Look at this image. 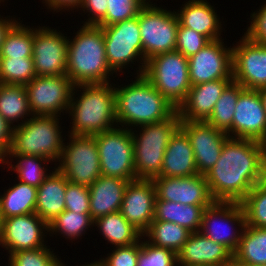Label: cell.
Segmentation results:
<instances>
[{"instance_id": "1", "label": "cell", "mask_w": 266, "mask_h": 266, "mask_svg": "<svg viewBox=\"0 0 266 266\" xmlns=\"http://www.w3.org/2000/svg\"><path fill=\"white\" fill-rule=\"evenodd\" d=\"M205 178L214 201L240 203L266 178V144L228 137Z\"/></svg>"}, {"instance_id": "2", "label": "cell", "mask_w": 266, "mask_h": 266, "mask_svg": "<svg viewBox=\"0 0 266 266\" xmlns=\"http://www.w3.org/2000/svg\"><path fill=\"white\" fill-rule=\"evenodd\" d=\"M135 78L130 84L115 87V116L118 126L132 130L135 126L164 121L177 111L144 75H136Z\"/></svg>"}, {"instance_id": "3", "label": "cell", "mask_w": 266, "mask_h": 266, "mask_svg": "<svg viewBox=\"0 0 266 266\" xmlns=\"http://www.w3.org/2000/svg\"><path fill=\"white\" fill-rule=\"evenodd\" d=\"M115 85L110 82L74 85L68 109L72 121L69 131L71 135L94 136L118 127ZM77 91H82L81 95Z\"/></svg>"}, {"instance_id": "4", "label": "cell", "mask_w": 266, "mask_h": 266, "mask_svg": "<svg viewBox=\"0 0 266 266\" xmlns=\"http://www.w3.org/2000/svg\"><path fill=\"white\" fill-rule=\"evenodd\" d=\"M75 34L68 39V78L74 85L109 83L114 72L107 63L102 28L83 24Z\"/></svg>"}, {"instance_id": "5", "label": "cell", "mask_w": 266, "mask_h": 266, "mask_svg": "<svg viewBox=\"0 0 266 266\" xmlns=\"http://www.w3.org/2000/svg\"><path fill=\"white\" fill-rule=\"evenodd\" d=\"M180 126L181 119L176 111L164 121L131 130L136 179L152 180L160 175L165 150Z\"/></svg>"}, {"instance_id": "6", "label": "cell", "mask_w": 266, "mask_h": 266, "mask_svg": "<svg viewBox=\"0 0 266 266\" xmlns=\"http://www.w3.org/2000/svg\"><path fill=\"white\" fill-rule=\"evenodd\" d=\"M59 116L32 115L13 128L12 142L7 154H24L59 161L63 149V128Z\"/></svg>"}, {"instance_id": "7", "label": "cell", "mask_w": 266, "mask_h": 266, "mask_svg": "<svg viewBox=\"0 0 266 266\" xmlns=\"http://www.w3.org/2000/svg\"><path fill=\"white\" fill-rule=\"evenodd\" d=\"M143 75L176 108L191 88L188 58L176 50L148 59Z\"/></svg>"}, {"instance_id": "8", "label": "cell", "mask_w": 266, "mask_h": 266, "mask_svg": "<svg viewBox=\"0 0 266 266\" xmlns=\"http://www.w3.org/2000/svg\"><path fill=\"white\" fill-rule=\"evenodd\" d=\"M100 27L104 33L106 59L110 69L117 74L137 61L141 65H138L135 74L143 75L146 61L143 56L138 15L132 19Z\"/></svg>"}, {"instance_id": "9", "label": "cell", "mask_w": 266, "mask_h": 266, "mask_svg": "<svg viewBox=\"0 0 266 266\" xmlns=\"http://www.w3.org/2000/svg\"><path fill=\"white\" fill-rule=\"evenodd\" d=\"M138 25L145 61L175 51L179 25L176 11L146 3L138 13Z\"/></svg>"}, {"instance_id": "10", "label": "cell", "mask_w": 266, "mask_h": 266, "mask_svg": "<svg viewBox=\"0 0 266 266\" xmlns=\"http://www.w3.org/2000/svg\"><path fill=\"white\" fill-rule=\"evenodd\" d=\"M55 166L73 184L91 186L101 176L99 151L94 136L67 135ZM67 144V145H66Z\"/></svg>"}, {"instance_id": "11", "label": "cell", "mask_w": 266, "mask_h": 266, "mask_svg": "<svg viewBox=\"0 0 266 266\" xmlns=\"http://www.w3.org/2000/svg\"><path fill=\"white\" fill-rule=\"evenodd\" d=\"M101 175L136 180L131 130L118 126L97 135Z\"/></svg>"}, {"instance_id": "12", "label": "cell", "mask_w": 266, "mask_h": 266, "mask_svg": "<svg viewBox=\"0 0 266 266\" xmlns=\"http://www.w3.org/2000/svg\"><path fill=\"white\" fill-rule=\"evenodd\" d=\"M245 226V213L241 203L214 201L203 212L199 232L234 253Z\"/></svg>"}, {"instance_id": "13", "label": "cell", "mask_w": 266, "mask_h": 266, "mask_svg": "<svg viewBox=\"0 0 266 266\" xmlns=\"http://www.w3.org/2000/svg\"><path fill=\"white\" fill-rule=\"evenodd\" d=\"M25 88L32 115H67L74 88L67 75L35 76Z\"/></svg>"}, {"instance_id": "14", "label": "cell", "mask_w": 266, "mask_h": 266, "mask_svg": "<svg viewBox=\"0 0 266 266\" xmlns=\"http://www.w3.org/2000/svg\"><path fill=\"white\" fill-rule=\"evenodd\" d=\"M33 26V64L36 76H63L67 70L68 39L49 26Z\"/></svg>"}, {"instance_id": "15", "label": "cell", "mask_w": 266, "mask_h": 266, "mask_svg": "<svg viewBox=\"0 0 266 266\" xmlns=\"http://www.w3.org/2000/svg\"><path fill=\"white\" fill-rule=\"evenodd\" d=\"M48 231V224L36 213L5 218L0 228V246L8 254L46 247Z\"/></svg>"}, {"instance_id": "16", "label": "cell", "mask_w": 266, "mask_h": 266, "mask_svg": "<svg viewBox=\"0 0 266 266\" xmlns=\"http://www.w3.org/2000/svg\"><path fill=\"white\" fill-rule=\"evenodd\" d=\"M232 44V78L245 89L266 86V46L251 41L246 35Z\"/></svg>"}, {"instance_id": "17", "label": "cell", "mask_w": 266, "mask_h": 266, "mask_svg": "<svg viewBox=\"0 0 266 266\" xmlns=\"http://www.w3.org/2000/svg\"><path fill=\"white\" fill-rule=\"evenodd\" d=\"M223 40L210 41L204 48L188 58L191 86L232 78V48L225 46Z\"/></svg>"}, {"instance_id": "18", "label": "cell", "mask_w": 266, "mask_h": 266, "mask_svg": "<svg viewBox=\"0 0 266 266\" xmlns=\"http://www.w3.org/2000/svg\"><path fill=\"white\" fill-rule=\"evenodd\" d=\"M232 138L266 144V112L258 90L244 89L240 93L233 115Z\"/></svg>"}, {"instance_id": "19", "label": "cell", "mask_w": 266, "mask_h": 266, "mask_svg": "<svg viewBox=\"0 0 266 266\" xmlns=\"http://www.w3.org/2000/svg\"><path fill=\"white\" fill-rule=\"evenodd\" d=\"M180 128L189 137L198 174L205 175L219 159L228 134L205 121H181Z\"/></svg>"}, {"instance_id": "20", "label": "cell", "mask_w": 266, "mask_h": 266, "mask_svg": "<svg viewBox=\"0 0 266 266\" xmlns=\"http://www.w3.org/2000/svg\"><path fill=\"white\" fill-rule=\"evenodd\" d=\"M153 180L156 198L184 205H211L214 200L210 194L205 175L189 177H162Z\"/></svg>"}, {"instance_id": "21", "label": "cell", "mask_w": 266, "mask_h": 266, "mask_svg": "<svg viewBox=\"0 0 266 266\" xmlns=\"http://www.w3.org/2000/svg\"><path fill=\"white\" fill-rule=\"evenodd\" d=\"M155 199L153 180L130 181L126 186L120 212L143 234L154 220Z\"/></svg>"}, {"instance_id": "22", "label": "cell", "mask_w": 266, "mask_h": 266, "mask_svg": "<svg viewBox=\"0 0 266 266\" xmlns=\"http://www.w3.org/2000/svg\"><path fill=\"white\" fill-rule=\"evenodd\" d=\"M176 256L177 266L230 265L233 262V253L228 248L201 232L191 233Z\"/></svg>"}, {"instance_id": "23", "label": "cell", "mask_w": 266, "mask_h": 266, "mask_svg": "<svg viewBox=\"0 0 266 266\" xmlns=\"http://www.w3.org/2000/svg\"><path fill=\"white\" fill-rule=\"evenodd\" d=\"M233 78H223L192 85L186 99L177 108L181 121H206L215 103Z\"/></svg>"}, {"instance_id": "24", "label": "cell", "mask_w": 266, "mask_h": 266, "mask_svg": "<svg viewBox=\"0 0 266 266\" xmlns=\"http://www.w3.org/2000/svg\"><path fill=\"white\" fill-rule=\"evenodd\" d=\"M207 0H189L177 10L179 23L206 36L210 41L222 39V22Z\"/></svg>"}, {"instance_id": "25", "label": "cell", "mask_w": 266, "mask_h": 266, "mask_svg": "<svg viewBox=\"0 0 266 266\" xmlns=\"http://www.w3.org/2000/svg\"><path fill=\"white\" fill-rule=\"evenodd\" d=\"M194 151L188 135L179 128L171 137L165 150L161 173L162 177H189L197 175Z\"/></svg>"}, {"instance_id": "26", "label": "cell", "mask_w": 266, "mask_h": 266, "mask_svg": "<svg viewBox=\"0 0 266 266\" xmlns=\"http://www.w3.org/2000/svg\"><path fill=\"white\" fill-rule=\"evenodd\" d=\"M128 182L101 175L89 186L90 216L93 220L120 211Z\"/></svg>"}, {"instance_id": "27", "label": "cell", "mask_w": 266, "mask_h": 266, "mask_svg": "<svg viewBox=\"0 0 266 266\" xmlns=\"http://www.w3.org/2000/svg\"><path fill=\"white\" fill-rule=\"evenodd\" d=\"M37 188L35 213L47 224L65 210L66 178L56 167Z\"/></svg>"}, {"instance_id": "28", "label": "cell", "mask_w": 266, "mask_h": 266, "mask_svg": "<svg viewBox=\"0 0 266 266\" xmlns=\"http://www.w3.org/2000/svg\"><path fill=\"white\" fill-rule=\"evenodd\" d=\"M208 206L210 205H184L156 198L154 220L176 223L191 233L199 232L203 212Z\"/></svg>"}, {"instance_id": "29", "label": "cell", "mask_w": 266, "mask_h": 266, "mask_svg": "<svg viewBox=\"0 0 266 266\" xmlns=\"http://www.w3.org/2000/svg\"><path fill=\"white\" fill-rule=\"evenodd\" d=\"M233 262L239 266L266 264V227L245 226Z\"/></svg>"}, {"instance_id": "30", "label": "cell", "mask_w": 266, "mask_h": 266, "mask_svg": "<svg viewBox=\"0 0 266 266\" xmlns=\"http://www.w3.org/2000/svg\"><path fill=\"white\" fill-rule=\"evenodd\" d=\"M93 226H97L99 233L114 247L129 246L142 239V233L120 211L98 217Z\"/></svg>"}, {"instance_id": "31", "label": "cell", "mask_w": 266, "mask_h": 266, "mask_svg": "<svg viewBox=\"0 0 266 266\" xmlns=\"http://www.w3.org/2000/svg\"><path fill=\"white\" fill-rule=\"evenodd\" d=\"M0 114L12 127L22 125L32 116L25 85L0 84Z\"/></svg>"}, {"instance_id": "32", "label": "cell", "mask_w": 266, "mask_h": 266, "mask_svg": "<svg viewBox=\"0 0 266 266\" xmlns=\"http://www.w3.org/2000/svg\"><path fill=\"white\" fill-rule=\"evenodd\" d=\"M37 188L17 182L0 195V214L2 220L14 216L35 213Z\"/></svg>"}, {"instance_id": "33", "label": "cell", "mask_w": 266, "mask_h": 266, "mask_svg": "<svg viewBox=\"0 0 266 266\" xmlns=\"http://www.w3.org/2000/svg\"><path fill=\"white\" fill-rule=\"evenodd\" d=\"M191 234L186 228L169 221L153 220L142 237L150 244L177 253Z\"/></svg>"}, {"instance_id": "34", "label": "cell", "mask_w": 266, "mask_h": 266, "mask_svg": "<svg viewBox=\"0 0 266 266\" xmlns=\"http://www.w3.org/2000/svg\"><path fill=\"white\" fill-rule=\"evenodd\" d=\"M13 158L16 159V165H12V162H14ZM49 162L51 163V161L44 157L24 154H7L6 166H8V172L12 170L16 173L17 181L38 188L50 174V170L47 169L48 167H45L48 166ZM47 171H49V173H47Z\"/></svg>"}, {"instance_id": "35", "label": "cell", "mask_w": 266, "mask_h": 266, "mask_svg": "<svg viewBox=\"0 0 266 266\" xmlns=\"http://www.w3.org/2000/svg\"><path fill=\"white\" fill-rule=\"evenodd\" d=\"M244 89L242 85L232 80L223 90L222 95L215 103L213 112L205 122L232 137V121L236 102Z\"/></svg>"}, {"instance_id": "36", "label": "cell", "mask_w": 266, "mask_h": 266, "mask_svg": "<svg viewBox=\"0 0 266 266\" xmlns=\"http://www.w3.org/2000/svg\"><path fill=\"white\" fill-rule=\"evenodd\" d=\"M20 22L17 21L6 33L0 57L32 58L33 28Z\"/></svg>"}, {"instance_id": "37", "label": "cell", "mask_w": 266, "mask_h": 266, "mask_svg": "<svg viewBox=\"0 0 266 266\" xmlns=\"http://www.w3.org/2000/svg\"><path fill=\"white\" fill-rule=\"evenodd\" d=\"M93 225L94 220L91 218L90 214L64 210L48 224V232L51 237L53 234L59 233L62 234L65 239L75 241V239H80L82 235L85 236L86 231L94 227Z\"/></svg>"}, {"instance_id": "38", "label": "cell", "mask_w": 266, "mask_h": 266, "mask_svg": "<svg viewBox=\"0 0 266 266\" xmlns=\"http://www.w3.org/2000/svg\"><path fill=\"white\" fill-rule=\"evenodd\" d=\"M35 76L33 58L0 57V84L26 85Z\"/></svg>"}, {"instance_id": "39", "label": "cell", "mask_w": 266, "mask_h": 266, "mask_svg": "<svg viewBox=\"0 0 266 266\" xmlns=\"http://www.w3.org/2000/svg\"><path fill=\"white\" fill-rule=\"evenodd\" d=\"M240 203L247 226L266 227V178L256 184Z\"/></svg>"}, {"instance_id": "40", "label": "cell", "mask_w": 266, "mask_h": 266, "mask_svg": "<svg viewBox=\"0 0 266 266\" xmlns=\"http://www.w3.org/2000/svg\"><path fill=\"white\" fill-rule=\"evenodd\" d=\"M106 16L97 26H108L136 17L146 4L144 0H107Z\"/></svg>"}, {"instance_id": "41", "label": "cell", "mask_w": 266, "mask_h": 266, "mask_svg": "<svg viewBox=\"0 0 266 266\" xmlns=\"http://www.w3.org/2000/svg\"><path fill=\"white\" fill-rule=\"evenodd\" d=\"M140 239L138 266H177L176 253L167 248L156 247Z\"/></svg>"}, {"instance_id": "42", "label": "cell", "mask_w": 266, "mask_h": 266, "mask_svg": "<svg viewBox=\"0 0 266 266\" xmlns=\"http://www.w3.org/2000/svg\"><path fill=\"white\" fill-rule=\"evenodd\" d=\"M48 246L20 250L8 256V266H47L56 256Z\"/></svg>"}, {"instance_id": "43", "label": "cell", "mask_w": 266, "mask_h": 266, "mask_svg": "<svg viewBox=\"0 0 266 266\" xmlns=\"http://www.w3.org/2000/svg\"><path fill=\"white\" fill-rule=\"evenodd\" d=\"M210 40L191 28H186L180 23L177 30V44L175 50L189 58L204 48Z\"/></svg>"}, {"instance_id": "44", "label": "cell", "mask_w": 266, "mask_h": 266, "mask_svg": "<svg viewBox=\"0 0 266 266\" xmlns=\"http://www.w3.org/2000/svg\"><path fill=\"white\" fill-rule=\"evenodd\" d=\"M65 210L90 214L89 187L73 184L66 179Z\"/></svg>"}, {"instance_id": "45", "label": "cell", "mask_w": 266, "mask_h": 266, "mask_svg": "<svg viewBox=\"0 0 266 266\" xmlns=\"http://www.w3.org/2000/svg\"><path fill=\"white\" fill-rule=\"evenodd\" d=\"M107 257L100 258L102 266H138L140 240L129 246L112 248Z\"/></svg>"}, {"instance_id": "46", "label": "cell", "mask_w": 266, "mask_h": 266, "mask_svg": "<svg viewBox=\"0 0 266 266\" xmlns=\"http://www.w3.org/2000/svg\"><path fill=\"white\" fill-rule=\"evenodd\" d=\"M250 26L246 35L251 41L266 46V3L250 15Z\"/></svg>"}, {"instance_id": "47", "label": "cell", "mask_w": 266, "mask_h": 266, "mask_svg": "<svg viewBox=\"0 0 266 266\" xmlns=\"http://www.w3.org/2000/svg\"><path fill=\"white\" fill-rule=\"evenodd\" d=\"M107 4V0H82L79 8L84 14L88 13L87 17L89 16L83 23L97 25L106 16Z\"/></svg>"}, {"instance_id": "48", "label": "cell", "mask_w": 266, "mask_h": 266, "mask_svg": "<svg viewBox=\"0 0 266 266\" xmlns=\"http://www.w3.org/2000/svg\"><path fill=\"white\" fill-rule=\"evenodd\" d=\"M44 1V2H43ZM44 5L47 7V9L52 12H60V11H69V10H75L77 9L79 11V7L82 3V0H42Z\"/></svg>"}, {"instance_id": "49", "label": "cell", "mask_w": 266, "mask_h": 266, "mask_svg": "<svg viewBox=\"0 0 266 266\" xmlns=\"http://www.w3.org/2000/svg\"><path fill=\"white\" fill-rule=\"evenodd\" d=\"M13 128L0 114V147L6 152L11 147Z\"/></svg>"}, {"instance_id": "50", "label": "cell", "mask_w": 266, "mask_h": 266, "mask_svg": "<svg viewBox=\"0 0 266 266\" xmlns=\"http://www.w3.org/2000/svg\"><path fill=\"white\" fill-rule=\"evenodd\" d=\"M17 20H20V18L16 19L15 17L12 18V16H7L4 19V17L0 14V50L6 33L17 22Z\"/></svg>"}, {"instance_id": "51", "label": "cell", "mask_w": 266, "mask_h": 266, "mask_svg": "<svg viewBox=\"0 0 266 266\" xmlns=\"http://www.w3.org/2000/svg\"><path fill=\"white\" fill-rule=\"evenodd\" d=\"M258 92L260 94V97H261V100L263 103V107H264L265 112H266V86L258 89Z\"/></svg>"}, {"instance_id": "52", "label": "cell", "mask_w": 266, "mask_h": 266, "mask_svg": "<svg viewBox=\"0 0 266 266\" xmlns=\"http://www.w3.org/2000/svg\"><path fill=\"white\" fill-rule=\"evenodd\" d=\"M7 165V152L2 148L0 147V164L2 165Z\"/></svg>"}, {"instance_id": "53", "label": "cell", "mask_w": 266, "mask_h": 266, "mask_svg": "<svg viewBox=\"0 0 266 266\" xmlns=\"http://www.w3.org/2000/svg\"><path fill=\"white\" fill-rule=\"evenodd\" d=\"M47 266H63V263L59 256H56Z\"/></svg>"}, {"instance_id": "54", "label": "cell", "mask_w": 266, "mask_h": 266, "mask_svg": "<svg viewBox=\"0 0 266 266\" xmlns=\"http://www.w3.org/2000/svg\"><path fill=\"white\" fill-rule=\"evenodd\" d=\"M63 266H67V264H65L63 262ZM81 266V265H80ZM82 266H101V261H94V262H91L90 264L87 262V264L85 263V265L82 264Z\"/></svg>"}, {"instance_id": "55", "label": "cell", "mask_w": 266, "mask_h": 266, "mask_svg": "<svg viewBox=\"0 0 266 266\" xmlns=\"http://www.w3.org/2000/svg\"><path fill=\"white\" fill-rule=\"evenodd\" d=\"M203 266H230V265H203Z\"/></svg>"}, {"instance_id": "56", "label": "cell", "mask_w": 266, "mask_h": 266, "mask_svg": "<svg viewBox=\"0 0 266 266\" xmlns=\"http://www.w3.org/2000/svg\"><path fill=\"white\" fill-rule=\"evenodd\" d=\"M230 266H239V265H237V264H235L234 262H232V263L230 264Z\"/></svg>"}, {"instance_id": "57", "label": "cell", "mask_w": 266, "mask_h": 266, "mask_svg": "<svg viewBox=\"0 0 266 266\" xmlns=\"http://www.w3.org/2000/svg\"><path fill=\"white\" fill-rule=\"evenodd\" d=\"M1 223H2V218H1V214H0V228H1Z\"/></svg>"}, {"instance_id": "58", "label": "cell", "mask_w": 266, "mask_h": 266, "mask_svg": "<svg viewBox=\"0 0 266 266\" xmlns=\"http://www.w3.org/2000/svg\"><path fill=\"white\" fill-rule=\"evenodd\" d=\"M253 266H266V264L253 265Z\"/></svg>"}, {"instance_id": "59", "label": "cell", "mask_w": 266, "mask_h": 266, "mask_svg": "<svg viewBox=\"0 0 266 266\" xmlns=\"http://www.w3.org/2000/svg\"><path fill=\"white\" fill-rule=\"evenodd\" d=\"M146 3H151V0H144Z\"/></svg>"}]
</instances>
